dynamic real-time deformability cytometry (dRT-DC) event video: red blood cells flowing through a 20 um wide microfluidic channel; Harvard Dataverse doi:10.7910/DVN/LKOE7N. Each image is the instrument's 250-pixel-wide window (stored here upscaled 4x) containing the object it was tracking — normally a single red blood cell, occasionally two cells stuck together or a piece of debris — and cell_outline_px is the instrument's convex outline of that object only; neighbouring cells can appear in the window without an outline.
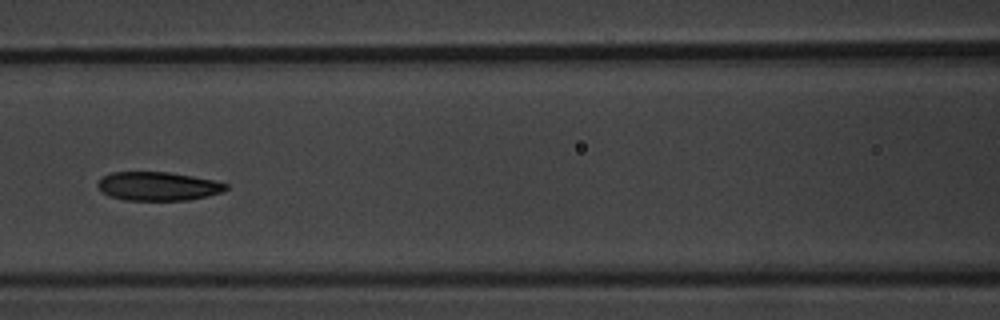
{"species": "common noctule bat (a hibernating species)", "species_latin": "Nyctalus noctula", "temperature_condition": "warm", "stored_images_in_passage": 7, "camera_frame_rate_fps": 3000, "um_per_image_px": 0.085, "animal": {"sex": "male", "body_mass_g": 20.1, "forearm_length_mm": 53.5}, "frame": {"image": 1, "passage_image": 7, "time_ms": 7.667, "image_size_px": [1000, 320], "cell_outline_px": [[228, 188], [224, 192], [208, 196], [188, 200], [124, 200], [108, 196], [96, 184], [104, 176], [112, 172], [168, 172], [192, 176], [212, 180], [228, 184]], "centroid_in_image_um": [13.46, 15.83], "position_along_channel_um": 153.1, "area_um2": 21.39}}